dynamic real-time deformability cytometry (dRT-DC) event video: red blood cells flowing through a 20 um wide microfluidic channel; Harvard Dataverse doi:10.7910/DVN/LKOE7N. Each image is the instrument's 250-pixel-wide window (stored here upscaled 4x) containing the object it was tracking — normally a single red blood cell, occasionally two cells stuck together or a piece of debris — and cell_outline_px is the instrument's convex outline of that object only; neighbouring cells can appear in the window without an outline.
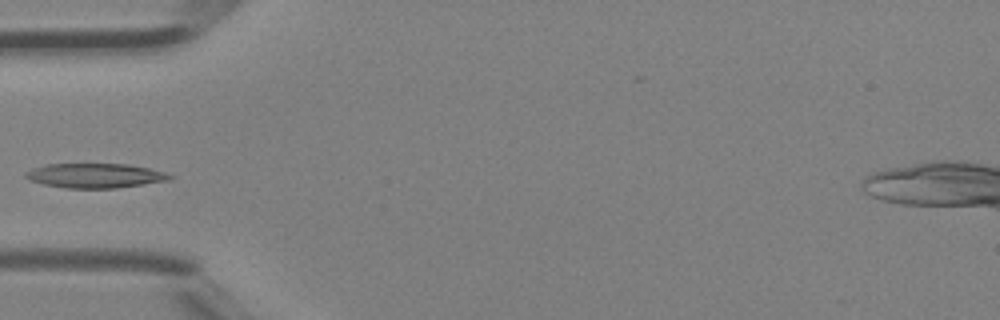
{"species": "Egyptian fruit bat (a non-hibernating species)", "species_latin": "Rousettus aegyptiacus", "temperature_condition": "room temperature", "stored_images_in_passage": 4, "camera_frame_rate_fps": 3000, "um_per_image_px": 0.085, "animal": {"sex": "female"}, "frame": {"image": 1, "passage_image": 4, "time_ms": 1.0, "image_size_px": [1000, 320], "cell_outline_px": [[176, 176], [172, 180], [116, 188], [64, 188], [44, 184], [28, 180], [24, 176], [24, 172], [32, 168], [44, 164], [128, 164], [148, 168], [164, 172]], "centroid_in_image_um": [8.08, 14.93], "position_along_channel_um": 76.9, "area_um2": 20.81}}